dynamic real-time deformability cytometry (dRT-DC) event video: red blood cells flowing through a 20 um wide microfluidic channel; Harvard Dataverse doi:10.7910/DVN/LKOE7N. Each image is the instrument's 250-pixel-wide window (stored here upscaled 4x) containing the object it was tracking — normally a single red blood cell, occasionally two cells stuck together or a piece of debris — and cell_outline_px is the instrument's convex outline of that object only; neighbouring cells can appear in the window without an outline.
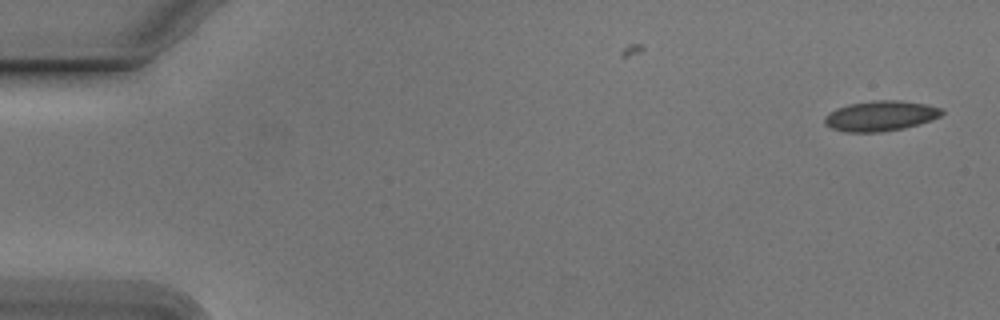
{"species": "Egyptian fruit bat (a non-hibernating species)", "species_latin": "Rousettus aegyptiacus", "temperature_condition": "cold", "stored_images_in_passage": 8, "camera_frame_rate_fps": 3000, "um_per_image_px": 0.085, "animal": {"sex": "male"}, "frame": {"image": 1, "passage_image": 1, "time_ms": 0.0, "image_size_px": [1000, 320], "cell_outline_px": [[944, 112], [940, 116], [904, 128], [880, 132], [844, 132], [832, 128], [824, 124], [824, 116], [828, 112], [836, 108], [848, 104], [876, 100], [900, 100], [924, 104], [944, 108]], "centroid_in_image_um": [74.8, 9.84], "position_along_channel_um": 10.2, "area_um2": 20.63}}